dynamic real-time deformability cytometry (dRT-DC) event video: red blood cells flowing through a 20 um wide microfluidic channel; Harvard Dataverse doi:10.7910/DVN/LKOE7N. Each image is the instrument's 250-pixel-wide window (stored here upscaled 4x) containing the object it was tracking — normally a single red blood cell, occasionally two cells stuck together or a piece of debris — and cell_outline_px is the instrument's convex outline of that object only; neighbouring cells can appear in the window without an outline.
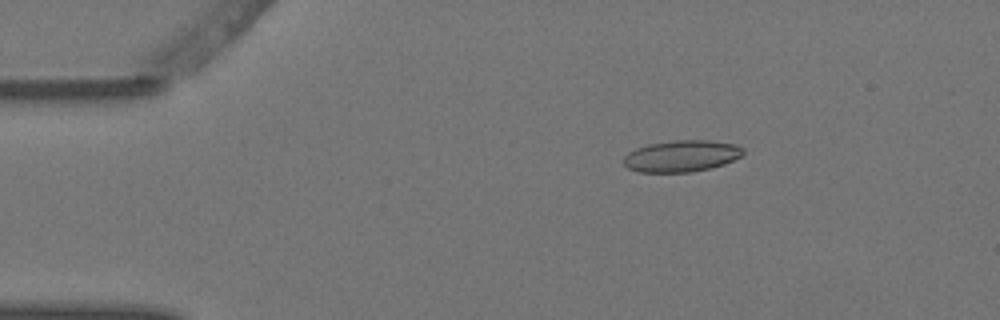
{"species": "Egyptian fruit bat (a non-hibernating species)", "species_latin": "Rousettus aegyptiacus", "temperature_condition": "warm", "stored_images_in_passage": 3, "camera_frame_rate_fps": 3000, "um_per_image_px": 0.085, "animal": {"sex": "female"}, "frame": {"image": 1, "passage_image": 1, "time_ms": 0.0, "image_size_px": [1000, 320], "cell_outline_px": [[744, 152], [740, 156], [724, 164], [712, 168], [692, 172], [636, 172], [628, 168], [624, 164], [624, 156], [628, 152], [636, 148], [648, 144], [676, 140], [708, 140], [736, 144], [744, 148]], "centroid_in_image_um": [57.92, 13.26], "position_along_channel_um": 27.1, "area_um2": 22.08}}
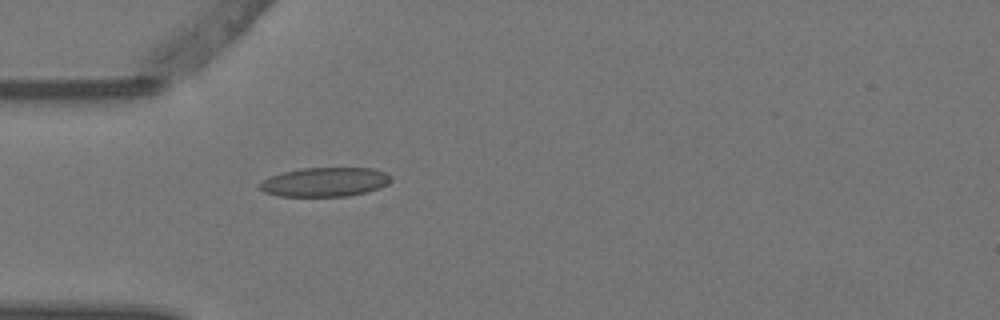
{"frame": {"image": 2, "passage_image": 3, "time_ms": 0.667, "image_size_px": [1000, 320], "cell_outline_px": [[392, 180], [388, 184], [380, 188], [348, 196], [276, 196], [264, 192], [260, 188], [260, 184], [264, 180], [272, 176], [284, 172], [304, 168], [372, 168], [388, 172], [392, 176]], "centroid_in_image_um": [27.68, 15.47], "position_along_channel_um": 57.3, "area_um2": 22.25}}